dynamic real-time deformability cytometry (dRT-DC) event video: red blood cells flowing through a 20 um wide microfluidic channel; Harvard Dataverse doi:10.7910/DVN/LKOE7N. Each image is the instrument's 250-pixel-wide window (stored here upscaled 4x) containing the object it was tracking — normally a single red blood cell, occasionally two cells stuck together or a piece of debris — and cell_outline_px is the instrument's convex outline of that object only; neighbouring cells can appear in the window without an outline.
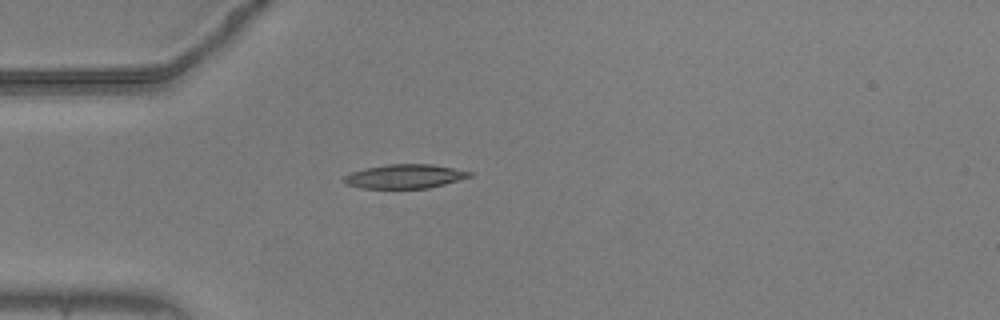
{"species": "common noctule bat (a hibernating species)", "species_latin": "Nyctalus noctula", "temperature_condition": "warm", "stored_images_in_passage": 30, "camera_frame_rate_fps": 3000, "um_per_image_px": 0.085, "animal": {"sex": "male", "body_mass_g": 20.5, "forearm_length_mm": 52.5}, "frame": {"image": 1, "passage_image": 1, "time_ms": 0.0, "image_size_px": [1000, 320], "cell_outline_px": [[472, 176], [460, 180], [428, 188], [360, 188], [348, 184], [344, 180], [344, 176], [352, 172], [364, 168], [388, 164], [432, 164], [472, 172]], "centroid_in_image_um": [34.42, 14.98], "position_along_channel_um": 50.6, "area_um2": 17.46}}
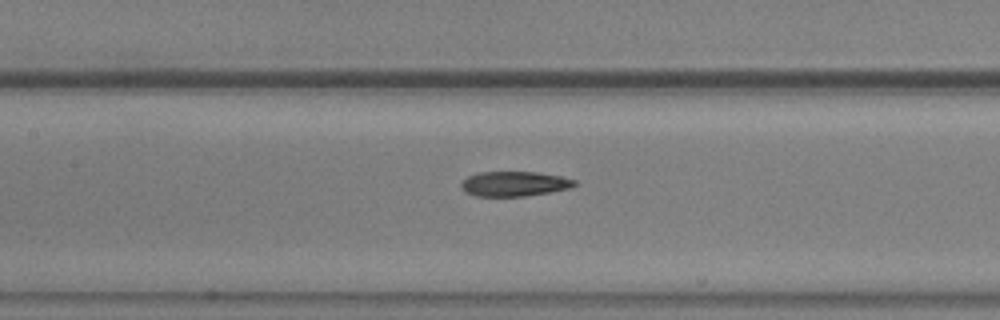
{"frame": {"image": 2, "passage_image": 11, "time_ms": 3.333, "image_size_px": [1000, 320], "cell_outline_px": [[580, 184], [572, 188], [524, 196], [476, 196], [464, 192], [460, 188], [460, 184], [468, 176], [480, 172], [536, 172], [560, 176], [576, 180]], "centroid_in_image_um": [43.73, 15.62], "position_along_channel_um": 163.7, "area_um2": 16.53}}
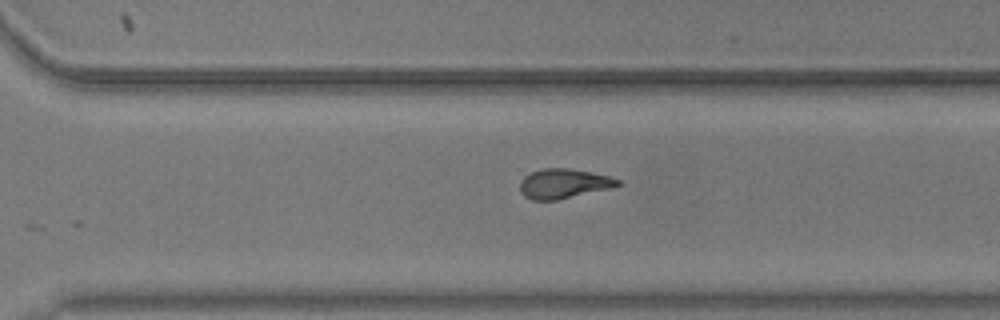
{"frame": {"image": 3, "passage_image": 24, "time_ms": 7.667, "image_size_px": [1000, 320], "cell_outline_px": [[624, 184], [612, 188], [556, 200], [532, 200], [524, 196], [520, 192], [520, 180], [524, 176], [532, 172], [544, 168], [568, 168], [608, 176], [620, 180]], "centroid_in_image_um": [47.91, 15.61], "position_along_channel_um": 322.7, "area_um2": 16.88}, "authors_computed_cell_mechanics": {"area_um2": 17.2244, "velocity_mm_per_s": 3.6824, "shape_relaxation_time_tau1_ms": null, "shape_relaxation_time_tau2_ms": 4.0019, "deformation_change_tau1": null, "deformation_change_tau2": 0.1317}}